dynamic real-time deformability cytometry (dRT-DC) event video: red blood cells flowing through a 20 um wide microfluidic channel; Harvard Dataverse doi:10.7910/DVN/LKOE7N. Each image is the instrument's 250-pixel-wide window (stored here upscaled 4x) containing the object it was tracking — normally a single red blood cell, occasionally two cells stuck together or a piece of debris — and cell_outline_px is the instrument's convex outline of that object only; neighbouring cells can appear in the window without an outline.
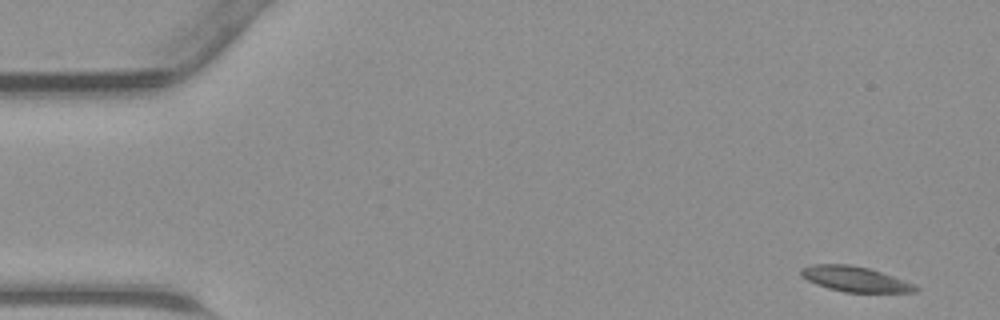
{"species": "common noctule bat (a hibernating species)", "species_latin": "Nyctalus noctula", "temperature_condition": "warm", "stored_images_in_passage": 44, "camera_frame_rate_fps": 3000, "um_per_image_px": 0.085, "animal": {"sex": "male", "body_mass_g": 23.1, "forearm_length_mm": 52.7}, "frame": {"image": 1, "passage_image": 1, "time_ms": 0.0, "image_size_px": [1000, 320], "cell_outline_px": [[920, 288], [916, 292], [844, 292], [828, 288], [816, 284], [808, 280], [800, 272], [800, 268], [812, 264], [848, 264], [868, 268], [904, 280]], "centroid_in_image_um": [72.66, 23.72], "position_along_channel_um": 12.3, "area_um2": 16.59}}
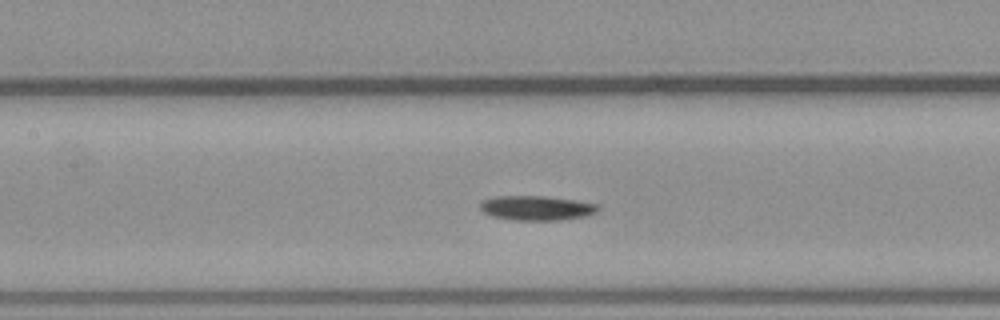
{"frame": {"image": 2, "passage_image": 19, "time_ms": 6.0, "image_size_px": [1000, 320], "cell_outline_px": [[600, 208], [596, 212], [588, 216], [560, 220], [516, 220], [492, 216], [484, 212], [480, 208], [480, 200], [496, 196], [544, 196], [576, 200], [600, 204]], "centroid_in_image_um": [45.64, 17.67], "position_along_channel_um": 161.8, "area_um2": 17.05}}
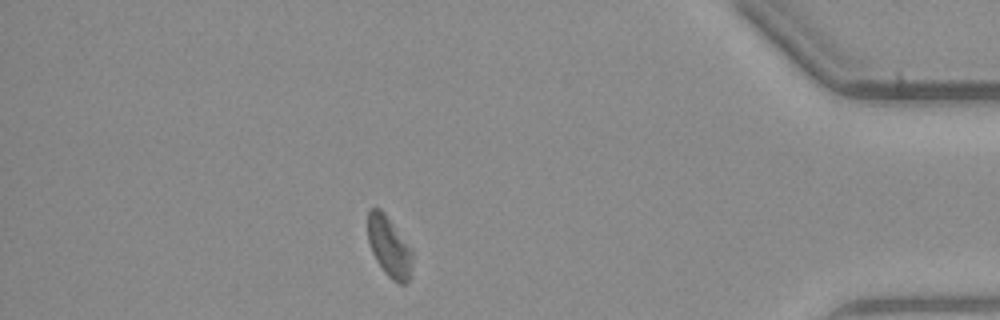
{"frame": {"image": 3, "passage_image": 38, "time_ms": 12.333, "image_size_px": [1000, 320], "cell_outline_px": [[412, 276], [404, 284], [400, 284], [392, 280], [384, 272], [376, 260], [372, 252], [368, 240], [368, 212], [372, 208], [380, 208], [384, 212], [412, 252]], "centroid_in_image_um": [33.07, 21.02], "position_along_channel_um": 402.1, "area_um2": 15.43}}